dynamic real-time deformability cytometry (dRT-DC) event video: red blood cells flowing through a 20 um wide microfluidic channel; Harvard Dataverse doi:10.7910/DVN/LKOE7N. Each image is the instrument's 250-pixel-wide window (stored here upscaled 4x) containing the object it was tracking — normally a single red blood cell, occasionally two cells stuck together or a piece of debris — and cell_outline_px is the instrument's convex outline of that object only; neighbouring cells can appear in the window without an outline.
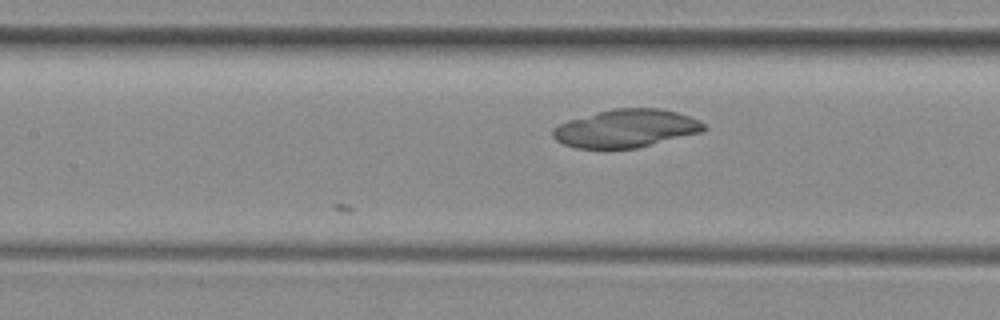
{"species": "common noctule bat (a hibernating species)", "species_latin": "Nyctalus noctula", "temperature_condition": "room temperature", "stored_images_in_passage": 23, "camera_frame_rate_fps": 3000, "um_per_image_px": 0.085, "animal": {"sex": "female", "body_mass_g": 29.2, "forearm_length_mm": 56.3}, "frame": {"image": 1, "passage_image": 23, "time_ms": 7.333, "image_size_px": [1000, 320], "cell_outline_px": [[708, 128], [704, 132], [636, 148], [576, 148], [564, 144], [556, 140], [552, 136], [552, 128], [568, 120], [612, 108], [660, 108], [676, 112], [700, 120]], "centroid_in_image_um": [53.23, 10.91], "position_along_channel_um": 154.2, "area_um2": 33.52}}